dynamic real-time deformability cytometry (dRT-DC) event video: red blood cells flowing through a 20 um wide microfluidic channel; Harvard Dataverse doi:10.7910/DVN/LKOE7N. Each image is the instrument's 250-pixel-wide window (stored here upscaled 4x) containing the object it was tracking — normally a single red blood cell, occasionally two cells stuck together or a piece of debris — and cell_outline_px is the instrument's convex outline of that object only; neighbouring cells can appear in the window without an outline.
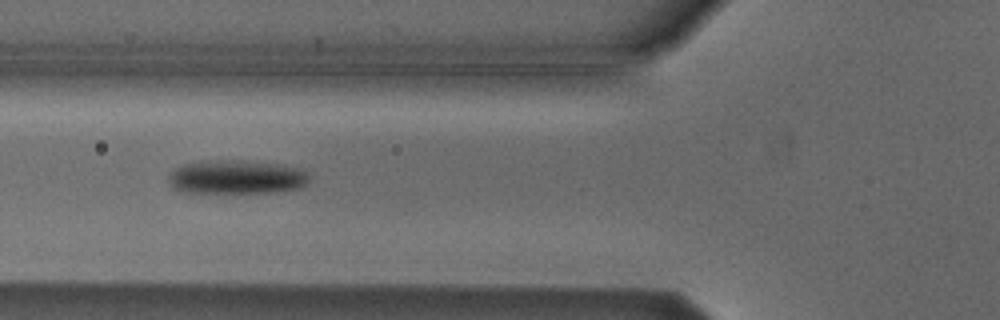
{"species": "Egyptian fruit bat (a non-hibernating species)", "species_latin": "Rousettus aegyptiacus", "temperature_condition": "cold", "stored_images_in_passage": 7, "camera_frame_rate_fps": 3000, "um_per_image_px": 0.085, "animal": {"sex": "male"}, "frame": {"image": 1, "passage_image": 5, "time_ms": 5.667, "image_size_px": [1000, 320], "cell_outline_px": [[308, 180], [300, 188], [272, 192], [184, 192], [172, 188], [168, 180], [168, 176], [176, 168], [184, 164], [216, 160], [244, 160], [280, 164], [300, 168], [308, 172]], "centroid_in_image_um": [20.11, 15.04], "position_along_channel_um": 105.7, "area_um2": 27.63}}
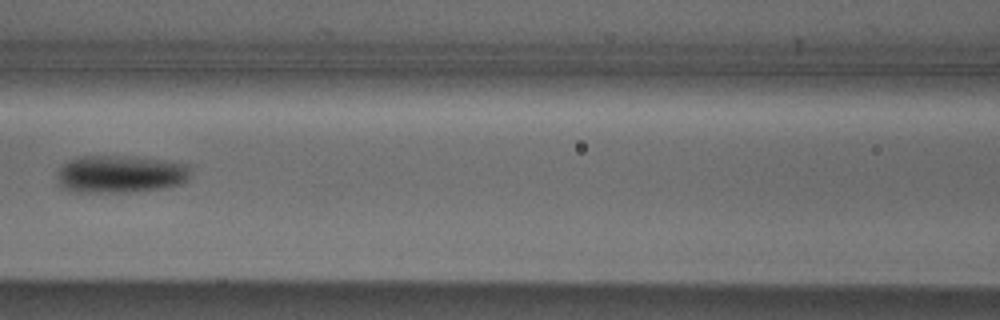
{"frame": {"image": 2, "passage_image": 6, "time_ms": 7.0, "image_size_px": [1000, 320], "cell_outline_px": [[188, 176], [180, 184], [164, 188], [136, 192], [72, 192], [60, 188], [56, 180], [56, 172], [68, 160], [80, 156], [124, 156], [156, 160], [184, 164], [188, 172]], "centroid_in_image_um": [10.08, 14.83], "position_along_channel_um": 156.5, "area_um2": 29.07}}
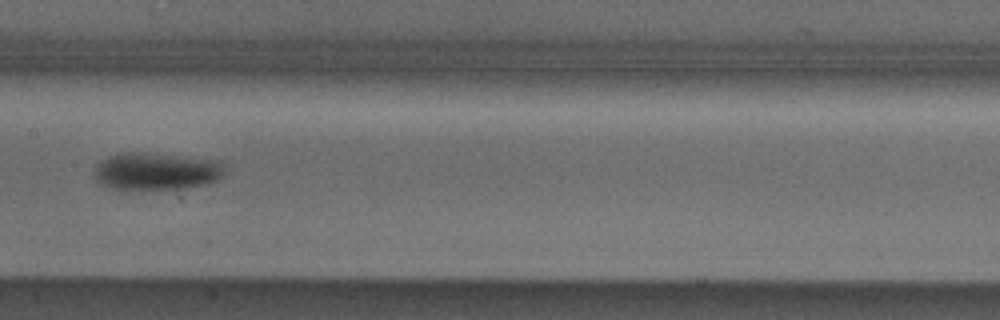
{"frame": {"image": 3, "passage_image": 7, "time_ms": 8.0, "image_size_px": [1000, 320], "cell_outline_px": [[224, 172], [216, 180], [204, 184], [184, 188], [120, 192], [100, 184], [92, 176], [96, 164], [108, 156], [120, 152], [140, 152], [220, 160], [224, 164]], "centroid_in_image_um": [13.18, 14.59], "position_along_channel_um": 194.2, "area_um2": 29.3}}